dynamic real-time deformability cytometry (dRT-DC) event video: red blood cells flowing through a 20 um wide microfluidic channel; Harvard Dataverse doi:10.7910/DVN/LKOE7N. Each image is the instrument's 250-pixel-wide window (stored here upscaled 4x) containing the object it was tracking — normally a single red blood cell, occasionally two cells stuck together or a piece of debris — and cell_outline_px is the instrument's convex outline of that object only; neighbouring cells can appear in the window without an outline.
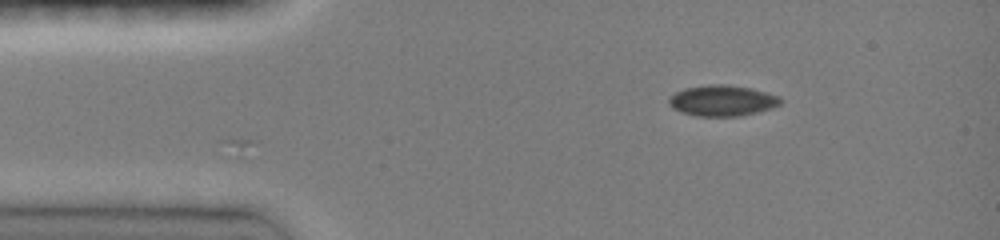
{"species": "common noctule bat (a hibernating species)", "species_latin": "Nyctalus noctula", "temperature_condition": "room temperature", "stored_images_in_passage": 2, "camera_frame_rate_fps": 3000, "um_per_image_px": 0.085, "animal": {"sex": "female", "body_mass_g": 19.0, "forearm_length_mm": 51.5}, "frame": {"image": 1, "passage_image": 2, "time_ms": 0.333, "image_size_px": [1000, 240], "cell_outline_px": [[784, 100], [780, 104], [772, 108], [740, 116], [696, 116], [680, 112], [672, 108], [668, 104], [668, 96], [684, 88], [708, 84], [728, 84], [752, 88], [780, 96]], "centroid_in_image_um": [61.38, 8.54], "position_along_channel_um": 23.6, "area_um2": 20.4}}